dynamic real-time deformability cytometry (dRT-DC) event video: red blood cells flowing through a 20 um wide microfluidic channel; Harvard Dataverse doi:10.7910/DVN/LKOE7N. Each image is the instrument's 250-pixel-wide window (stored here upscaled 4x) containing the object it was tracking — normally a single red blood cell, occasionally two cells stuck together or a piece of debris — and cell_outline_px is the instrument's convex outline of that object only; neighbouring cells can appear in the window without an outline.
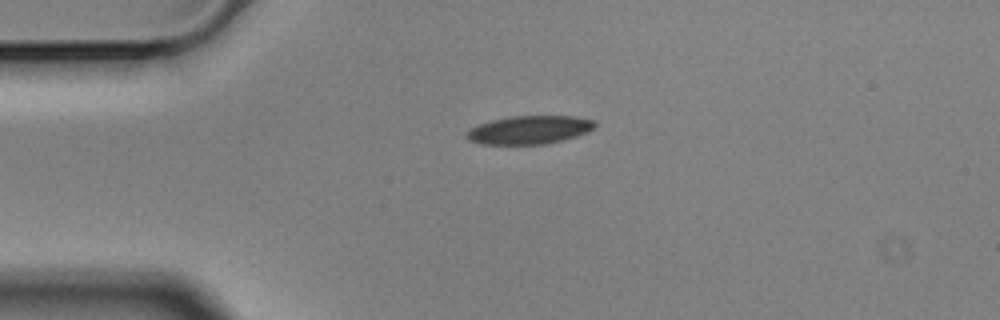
{"species": "Egyptian fruit bat (a non-hibernating species)", "species_latin": "Rousettus aegyptiacus", "temperature_condition": "cold", "stored_images_in_passage": 2, "camera_frame_rate_fps": 3000, "um_per_image_px": 0.085, "animal": {"sex": "male"}, "frame": {"image": 1, "passage_image": 1, "time_ms": 0.0, "image_size_px": [1000, 320], "cell_outline_px": [[596, 124], [592, 128], [576, 136], [544, 144], [480, 144], [468, 140], [464, 136], [472, 128], [480, 124], [492, 120], [512, 116], [572, 116], [592, 120]], "centroid_in_image_um": [44.94, 11.04], "position_along_channel_um": 40.1, "area_um2": 20.75}}